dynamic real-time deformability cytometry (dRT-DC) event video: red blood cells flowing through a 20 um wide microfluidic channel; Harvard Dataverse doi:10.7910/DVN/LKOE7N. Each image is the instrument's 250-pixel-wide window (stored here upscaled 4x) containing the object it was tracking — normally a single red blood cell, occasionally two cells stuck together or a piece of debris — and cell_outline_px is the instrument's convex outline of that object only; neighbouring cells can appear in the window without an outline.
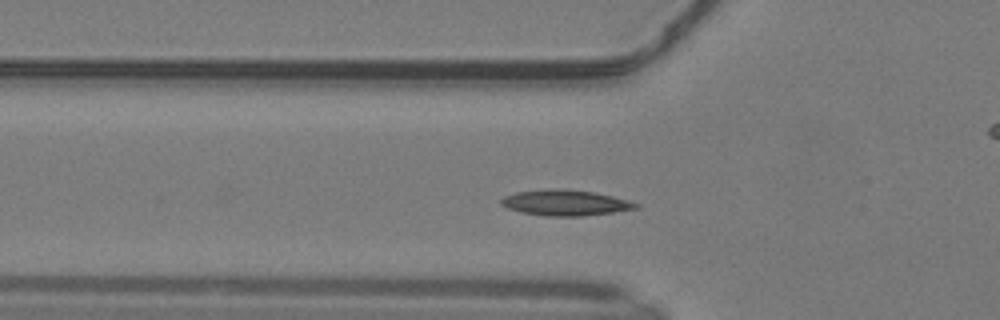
{"species": "common noctule bat (a hibernating species)", "species_latin": "Nyctalus noctula", "temperature_condition": "warm", "stored_images_in_passage": 36, "camera_frame_rate_fps": 3000, "um_per_image_px": 0.085, "animal": {"sex": "male", "body_mass_g": 19.2, "forearm_length_mm": 51.8}, "frame": {"image": 1, "passage_image": 6, "time_ms": 1.667, "image_size_px": [1000, 320], "cell_outline_px": [[640, 208], [612, 212], [580, 216], [544, 216], [520, 212], [508, 208], [500, 204], [500, 200], [504, 196], [516, 192], [552, 188], [564, 188], [592, 192], [612, 196], [640, 204]], "centroid_in_image_um": [48.02, 17.23], "position_along_channel_um": 77.8, "area_um2": 20.17}}
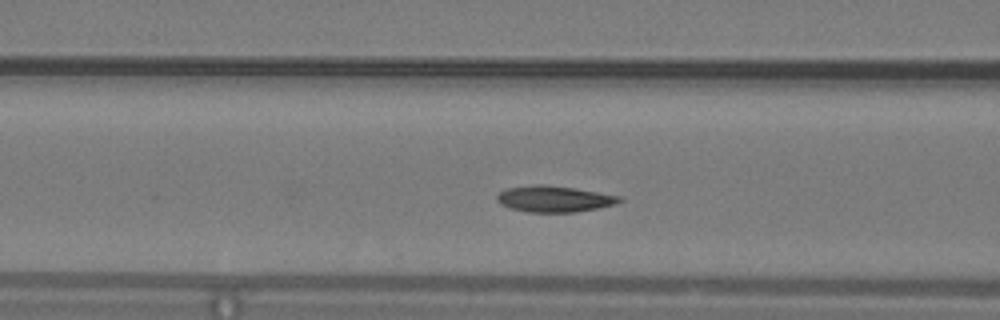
{"frame": {"image": 2, "passage_image": 9, "time_ms": 2.667, "image_size_px": [1000, 320], "cell_outline_px": [[624, 200], [612, 204], [596, 208], [572, 212], [528, 212], [512, 208], [500, 204], [496, 200], [496, 196], [504, 188], [532, 184], [544, 184], [572, 188], [620, 196]], "centroid_in_image_um": [47.02, 16.89], "position_along_channel_um": 119.6, "area_um2": 18.5}}
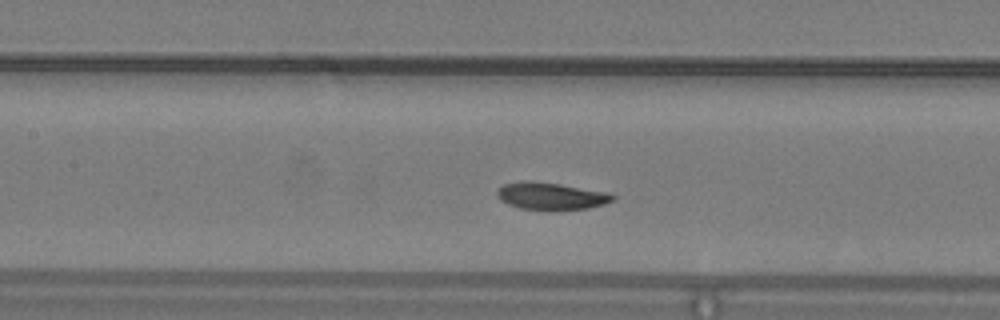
{"frame": {"image": 3, "passage_image": 12, "time_ms": 3.667, "image_size_px": [1000, 320], "cell_outline_px": [[616, 200], [604, 204], [588, 208], [560, 212], [548, 212], [520, 208], [508, 204], [500, 200], [496, 192], [504, 184], [528, 180], [532, 180], [560, 184], [608, 192], [616, 196]], "centroid_in_image_um": [46.88, 16.7], "position_along_channel_um": 160.5, "area_um2": 19.02}, "authors_computed_cell_mechanics": {"area_um2": 18.3515, "velocity_mm_per_s": 4.0874, "shape_relaxation_time_tau1_ms": 2.2882, "shape_relaxation_time_tau2_ms": null, "deformation_change_tau1": 0.0919, "deformation_change_tau2": null}}